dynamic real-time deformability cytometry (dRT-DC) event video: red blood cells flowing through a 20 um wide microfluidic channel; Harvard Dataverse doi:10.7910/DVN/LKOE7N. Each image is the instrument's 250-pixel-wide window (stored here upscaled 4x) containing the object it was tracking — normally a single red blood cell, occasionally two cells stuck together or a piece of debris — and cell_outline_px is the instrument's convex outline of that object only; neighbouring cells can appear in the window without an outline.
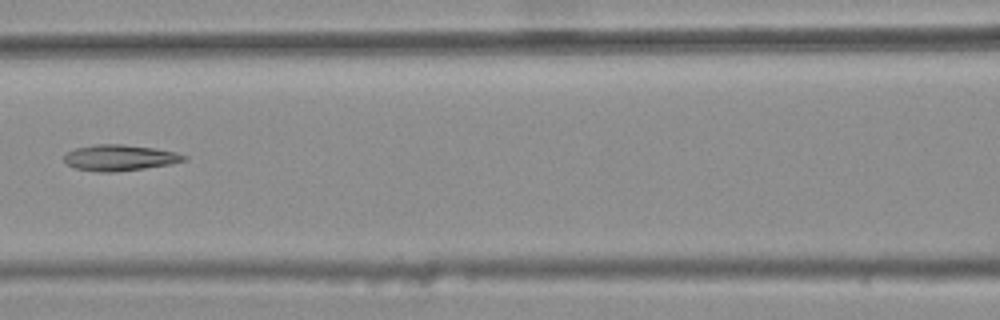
{"species": "common noctule bat (a hibernating species)", "species_latin": "Nyctalus noctula", "temperature_condition": "warm", "stored_images_in_passage": 7, "camera_frame_rate_fps": 3000, "um_per_image_px": 0.085, "animal": {"sex": "female", "body_mass_g": 25.1}, "frame": {"image": 1, "passage_image": 7, "time_ms": 2.0, "image_size_px": [1000, 320], "cell_outline_px": [[188, 160], [168, 164], [144, 168], [112, 172], [100, 172], [76, 168], [68, 164], [64, 160], [64, 156], [68, 152], [76, 148], [96, 144], [124, 144], [152, 148], [176, 152], [188, 156]], "centroid_in_image_um": [10.19, 13.4], "position_along_channel_um": 156.4, "area_um2": 17.92}}